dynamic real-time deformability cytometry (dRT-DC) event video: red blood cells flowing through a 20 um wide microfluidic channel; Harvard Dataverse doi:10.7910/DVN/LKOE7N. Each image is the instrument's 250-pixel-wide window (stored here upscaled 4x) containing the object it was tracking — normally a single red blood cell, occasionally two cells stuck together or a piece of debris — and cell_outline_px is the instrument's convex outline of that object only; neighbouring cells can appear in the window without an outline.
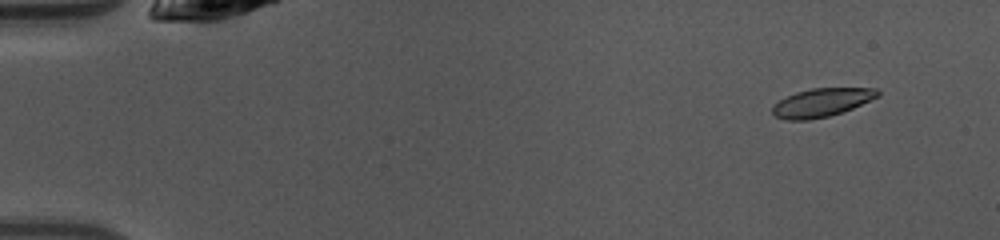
{"species": "common noctule bat (a hibernating species)", "species_latin": "Nyctalus noctula", "temperature_condition": "warm", "stored_images_in_passage": 46, "camera_frame_rate_fps": 3000, "um_per_image_px": 0.085, "animal": {"sex": "female", "body_mass_g": 10.0, "forearm_length_mm": 53.1}, "frame": {"image": 1, "passage_image": 1, "time_ms": 0.0, "image_size_px": [1000, 240], "cell_outline_px": [[880, 96], [852, 108], [828, 116], [808, 120], [784, 120], [776, 116], [772, 112], [772, 104], [796, 92], [812, 88], [876, 88], [880, 92]], "centroid_in_image_um": [69.83, 8.71], "position_along_channel_um": 15.2, "area_um2": 17.34}}
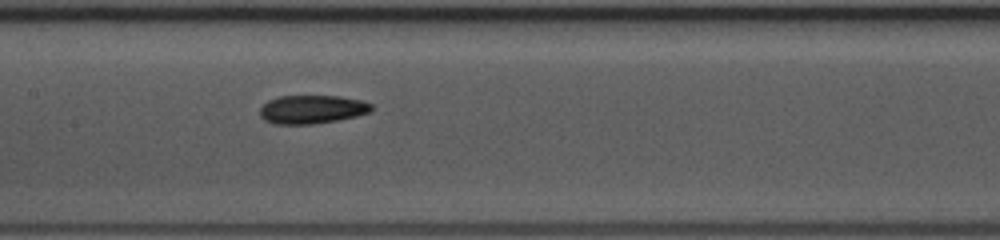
{"frame": {"image": 2, "passage_image": 21, "time_ms": 6.667, "image_size_px": [1000, 240], "cell_outline_px": [[372, 112], [356, 116], [336, 120], [312, 124], [276, 124], [264, 120], [260, 116], [260, 108], [268, 100], [280, 96], [340, 96], [364, 100], [372, 104]], "centroid_in_image_um": [26.54, 9.29], "position_along_channel_um": 180.9, "area_um2": 18.61}}
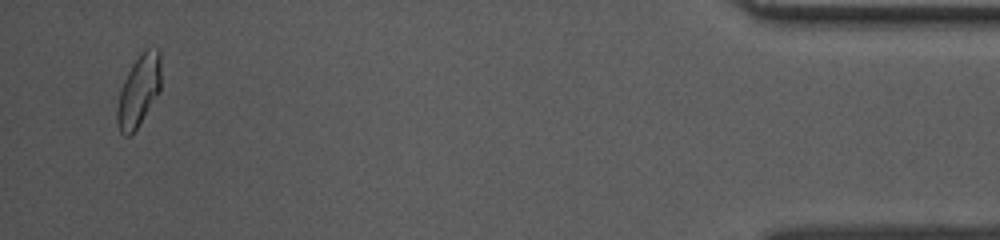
{"frame": {"image": 3, "passage_image": 44, "time_ms": 14.333, "image_size_px": [1000, 240], "cell_outline_px": [[160, 92], [136, 128], [128, 136], [124, 136], [120, 132], [116, 120], [116, 108], [120, 88], [132, 64], [140, 52], [144, 48], [160, 48]], "centroid_in_image_um": [11.79, 7.68], "position_along_channel_um": 423.4, "area_um2": 18.38}, "authors_computed_cell_mechanics": {"area_um2": 18.1781, "velocity_mm_per_s": 4.1104, "shape_relaxation_time_tau1_ms": 3.8364, "shape_relaxation_time_tau2_ms": 2.9121, "deformation_change_tau1": 0.1388, "deformation_change_tau2": 0.0779}}